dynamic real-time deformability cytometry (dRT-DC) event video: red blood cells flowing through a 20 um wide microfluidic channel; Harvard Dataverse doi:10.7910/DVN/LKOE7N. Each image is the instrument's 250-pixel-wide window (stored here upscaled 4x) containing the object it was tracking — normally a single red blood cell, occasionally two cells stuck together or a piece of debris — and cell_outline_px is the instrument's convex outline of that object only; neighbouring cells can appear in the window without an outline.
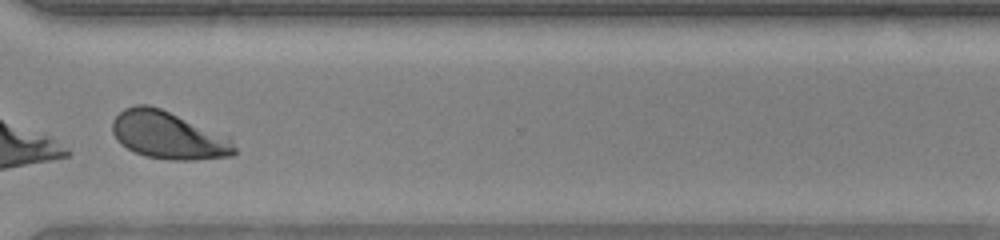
{"species": "human", "species_latin": "Homo sapiens", "temperature_condition": "warm", "stored_images_in_passage": 34, "segment_of_instrument_passage": [2, 2], "camera_frame_rate_fps": 3000, "um_per_image_px": 0.085, "donor": {"sex": "female"}, "frame": {"image": 1, "passage_image": 30, "time_ms": 9.667, "image_size_px": [1000, 240], "cell_outline_px": [[236, 152], [232, 156], [196, 160], [168, 160], [144, 156], [120, 144], [116, 140], [112, 132], [112, 120], [124, 108], [136, 104], [148, 104], [160, 108], [232, 136], [236, 148]], "centroid_in_image_um": [14.35, 11.5], "position_along_channel_um": 356.2, "area_um2": 34.51}}